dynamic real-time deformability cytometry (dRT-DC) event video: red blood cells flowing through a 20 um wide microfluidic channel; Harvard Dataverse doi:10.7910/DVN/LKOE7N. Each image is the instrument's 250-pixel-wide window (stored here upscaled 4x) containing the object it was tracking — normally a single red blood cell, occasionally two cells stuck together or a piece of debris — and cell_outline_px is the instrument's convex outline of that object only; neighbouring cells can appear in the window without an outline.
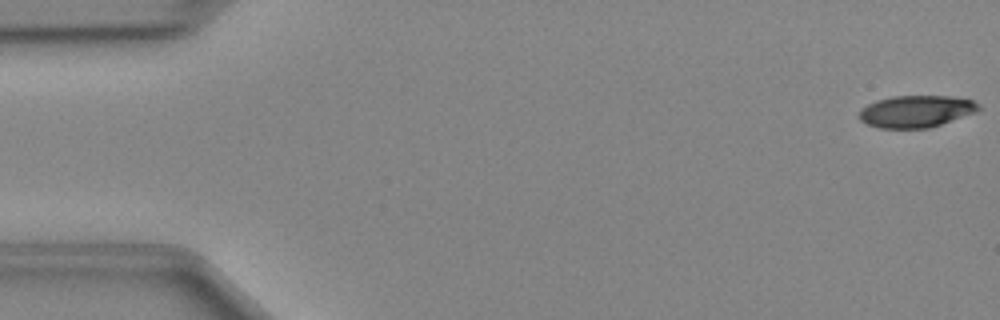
{"species": "Egyptian fruit bat (a non-hibernating species)", "species_latin": "Rousettus aegyptiacus", "temperature_condition": "cold", "stored_images_in_passage": 48, "camera_frame_rate_fps": 3000, "um_per_image_px": 0.085, "animal": {"sex": "female"}, "frame": {"image": 1, "passage_image": 1, "time_ms": 0.0, "image_size_px": [1000, 320], "cell_outline_px": [[980, 108], [976, 112], [928, 128], [880, 128], [868, 124], [860, 120], [856, 116], [860, 108], [876, 100], [892, 96], [952, 96], [972, 100], [980, 104]], "centroid_in_image_um": [77.83, 9.46], "position_along_channel_um": 7.2, "area_um2": 22.31}}
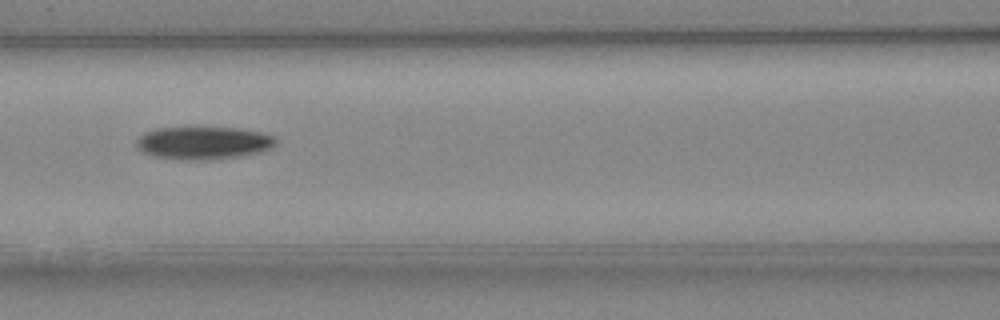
{"frame": {"image": 2, "passage_image": 21, "time_ms": 6.667, "image_size_px": [1000, 320], "cell_outline_px": [[276, 144], [272, 148], [260, 152], [212, 160], [188, 160], [156, 156], [140, 152], [136, 148], [136, 140], [140, 136], [156, 128], [236, 128], [260, 132], [276, 136]], "centroid_in_image_um": [17.3, 12.15], "position_along_channel_um": 149.3, "area_um2": 26.47}}
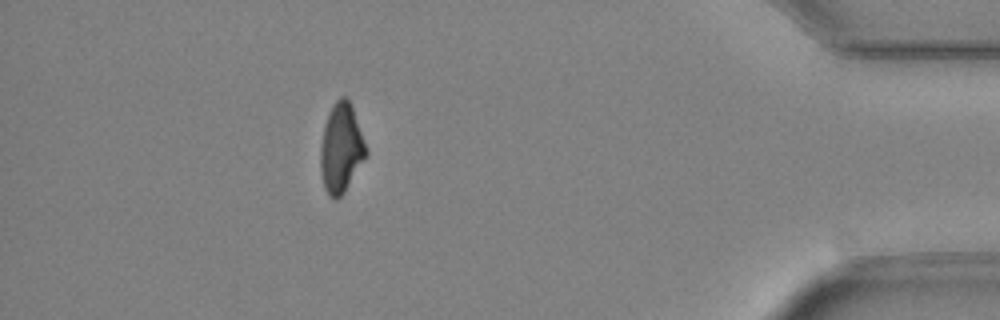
{"frame": {"image": 3, "passage_image": 43, "time_ms": 14.0, "image_size_px": [1000, 320], "cell_outline_px": [[368, 152], [344, 192], [336, 200], [332, 200], [328, 196], [324, 188], [320, 172], [320, 144], [328, 112], [332, 104], [340, 96], [344, 96], [352, 104]], "centroid_in_image_um": [28.97, 12.59], "position_along_channel_um": 406.2, "area_um2": 23.76}}